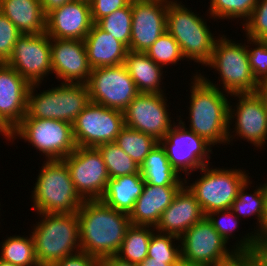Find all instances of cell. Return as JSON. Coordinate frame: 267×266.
<instances>
[{
  "label": "cell",
  "mask_w": 267,
  "mask_h": 266,
  "mask_svg": "<svg viewBox=\"0 0 267 266\" xmlns=\"http://www.w3.org/2000/svg\"><path fill=\"white\" fill-rule=\"evenodd\" d=\"M81 251L101 260L115 256L132 225L129 215L101 199L84 200L77 211Z\"/></svg>",
  "instance_id": "6da1fadb"
},
{
  "label": "cell",
  "mask_w": 267,
  "mask_h": 266,
  "mask_svg": "<svg viewBox=\"0 0 267 266\" xmlns=\"http://www.w3.org/2000/svg\"><path fill=\"white\" fill-rule=\"evenodd\" d=\"M192 76L190 89L189 130L205 139L212 146L227 145L229 128L228 93L220 89L198 71ZM219 86V87H218ZM227 97V98H226Z\"/></svg>",
  "instance_id": "7a4b0ae2"
},
{
  "label": "cell",
  "mask_w": 267,
  "mask_h": 266,
  "mask_svg": "<svg viewBox=\"0 0 267 266\" xmlns=\"http://www.w3.org/2000/svg\"><path fill=\"white\" fill-rule=\"evenodd\" d=\"M37 214L40 221L34 224L31 236L40 266H51L54 262L81 251L77 212Z\"/></svg>",
  "instance_id": "3957f363"
},
{
  "label": "cell",
  "mask_w": 267,
  "mask_h": 266,
  "mask_svg": "<svg viewBox=\"0 0 267 266\" xmlns=\"http://www.w3.org/2000/svg\"><path fill=\"white\" fill-rule=\"evenodd\" d=\"M46 162V163H45ZM33 184L32 206L36 213H74L83 204L63 159L45 160Z\"/></svg>",
  "instance_id": "277c9868"
},
{
  "label": "cell",
  "mask_w": 267,
  "mask_h": 266,
  "mask_svg": "<svg viewBox=\"0 0 267 266\" xmlns=\"http://www.w3.org/2000/svg\"><path fill=\"white\" fill-rule=\"evenodd\" d=\"M252 233H246L247 235L242 236L240 241L236 240L238 242L229 247L230 250L227 247L228 243L205 217L180 237L181 259L189 263L213 266L230 257L235 251L257 252L259 251V242Z\"/></svg>",
  "instance_id": "5b68a950"
},
{
  "label": "cell",
  "mask_w": 267,
  "mask_h": 266,
  "mask_svg": "<svg viewBox=\"0 0 267 266\" xmlns=\"http://www.w3.org/2000/svg\"><path fill=\"white\" fill-rule=\"evenodd\" d=\"M198 15L181 1H170L167 8V31L178 42L186 61L193 60L206 66L219 36L216 38L205 18Z\"/></svg>",
  "instance_id": "8992f818"
},
{
  "label": "cell",
  "mask_w": 267,
  "mask_h": 266,
  "mask_svg": "<svg viewBox=\"0 0 267 266\" xmlns=\"http://www.w3.org/2000/svg\"><path fill=\"white\" fill-rule=\"evenodd\" d=\"M60 84L39 93L36 89L40 84H31L24 118L55 119L73 124L91 102L89 89L86 84Z\"/></svg>",
  "instance_id": "52a82bcc"
},
{
  "label": "cell",
  "mask_w": 267,
  "mask_h": 266,
  "mask_svg": "<svg viewBox=\"0 0 267 266\" xmlns=\"http://www.w3.org/2000/svg\"><path fill=\"white\" fill-rule=\"evenodd\" d=\"M31 144L46 160H61L76 149L72 124L55 119L23 118L5 138Z\"/></svg>",
  "instance_id": "ba28073f"
},
{
  "label": "cell",
  "mask_w": 267,
  "mask_h": 266,
  "mask_svg": "<svg viewBox=\"0 0 267 266\" xmlns=\"http://www.w3.org/2000/svg\"><path fill=\"white\" fill-rule=\"evenodd\" d=\"M243 170L236 167L210 168V164L205 165L200 169V173H203L200 178L189 183L186 177L184 185H187L188 190L199 202L205 215L216 210L231 209L239 188L250 178Z\"/></svg>",
  "instance_id": "9c48e42d"
},
{
  "label": "cell",
  "mask_w": 267,
  "mask_h": 266,
  "mask_svg": "<svg viewBox=\"0 0 267 266\" xmlns=\"http://www.w3.org/2000/svg\"><path fill=\"white\" fill-rule=\"evenodd\" d=\"M219 74L222 91L228 94L254 93L258 82L253 76L246 43H236L232 39L221 37L215 42L212 57L206 65Z\"/></svg>",
  "instance_id": "30bf717a"
},
{
  "label": "cell",
  "mask_w": 267,
  "mask_h": 266,
  "mask_svg": "<svg viewBox=\"0 0 267 266\" xmlns=\"http://www.w3.org/2000/svg\"><path fill=\"white\" fill-rule=\"evenodd\" d=\"M173 127L168 131L160 144L166 151L167 158L180 176H189L193 171L209 165L212 145L193 131L186 128L185 121L178 116ZM177 124V125H176Z\"/></svg>",
  "instance_id": "8fae6325"
},
{
  "label": "cell",
  "mask_w": 267,
  "mask_h": 266,
  "mask_svg": "<svg viewBox=\"0 0 267 266\" xmlns=\"http://www.w3.org/2000/svg\"><path fill=\"white\" fill-rule=\"evenodd\" d=\"M86 85L92 103L121 112L139 94L125 64L93 68Z\"/></svg>",
  "instance_id": "7c38bea8"
},
{
  "label": "cell",
  "mask_w": 267,
  "mask_h": 266,
  "mask_svg": "<svg viewBox=\"0 0 267 266\" xmlns=\"http://www.w3.org/2000/svg\"><path fill=\"white\" fill-rule=\"evenodd\" d=\"M125 127L123 112L90 102L72 124L76 146L93 147L115 142Z\"/></svg>",
  "instance_id": "4fadbf2b"
},
{
  "label": "cell",
  "mask_w": 267,
  "mask_h": 266,
  "mask_svg": "<svg viewBox=\"0 0 267 266\" xmlns=\"http://www.w3.org/2000/svg\"><path fill=\"white\" fill-rule=\"evenodd\" d=\"M63 160L80 197L83 200L101 199L110 176L99 150L76 146Z\"/></svg>",
  "instance_id": "5bb4252c"
},
{
  "label": "cell",
  "mask_w": 267,
  "mask_h": 266,
  "mask_svg": "<svg viewBox=\"0 0 267 266\" xmlns=\"http://www.w3.org/2000/svg\"><path fill=\"white\" fill-rule=\"evenodd\" d=\"M164 93H139L123 111L125 126L161 141L173 127Z\"/></svg>",
  "instance_id": "9a60e30c"
},
{
  "label": "cell",
  "mask_w": 267,
  "mask_h": 266,
  "mask_svg": "<svg viewBox=\"0 0 267 266\" xmlns=\"http://www.w3.org/2000/svg\"><path fill=\"white\" fill-rule=\"evenodd\" d=\"M232 96L239 100L233 108L229 103L227 144L237 136L244 141L247 140L256 148H263L267 142V109L255 93H235L231 94ZM234 122L235 127L232 131Z\"/></svg>",
  "instance_id": "2e32d148"
},
{
  "label": "cell",
  "mask_w": 267,
  "mask_h": 266,
  "mask_svg": "<svg viewBox=\"0 0 267 266\" xmlns=\"http://www.w3.org/2000/svg\"><path fill=\"white\" fill-rule=\"evenodd\" d=\"M6 64L30 84H41L45 81L44 77L52 74L50 37L46 32L22 34Z\"/></svg>",
  "instance_id": "e0dca14e"
},
{
  "label": "cell",
  "mask_w": 267,
  "mask_h": 266,
  "mask_svg": "<svg viewBox=\"0 0 267 266\" xmlns=\"http://www.w3.org/2000/svg\"><path fill=\"white\" fill-rule=\"evenodd\" d=\"M167 0H131L129 50L146 52L167 31Z\"/></svg>",
  "instance_id": "ac0fdd59"
},
{
  "label": "cell",
  "mask_w": 267,
  "mask_h": 266,
  "mask_svg": "<svg viewBox=\"0 0 267 266\" xmlns=\"http://www.w3.org/2000/svg\"><path fill=\"white\" fill-rule=\"evenodd\" d=\"M31 84L6 63H0V134L6 138L26 115Z\"/></svg>",
  "instance_id": "d6986e66"
},
{
  "label": "cell",
  "mask_w": 267,
  "mask_h": 266,
  "mask_svg": "<svg viewBox=\"0 0 267 266\" xmlns=\"http://www.w3.org/2000/svg\"><path fill=\"white\" fill-rule=\"evenodd\" d=\"M51 65L61 83L87 84L92 70L83 40L51 39Z\"/></svg>",
  "instance_id": "ffe728a7"
},
{
  "label": "cell",
  "mask_w": 267,
  "mask_h": 266,
  "mask_svg": "<svg viewBox=\"0 0 267 266\" xmlns=\"http://www.w3.org/2000/svg\"><path fill=\"white\" fill-rule=\"evenodd\" d=\"M92 25L89 0H73L46 16L50 39L84 40Z\"/></svg>",
  "instance_id": "44dd1931"
},
{
  "label": "cell",
  "mask_w": 267,
  "mask_h": 266,
  "mask_svg": "<svg viewBox=\"0 0 267 266\" xmlns=\"http://www.w3.org/2000/svg\"><path fill=\"white\" fill-rule=\"evenodd\" d=\"M205 216L199 202L184 185L171 204L163 211L155 230L180 238Z\"/></svg>",
  "instance_id": "7402d4cb"
},
{
  "label": "cell",
  "mask_w": 267,
  "mask_h": 266,
  "mask_svg": "<svg viewBox=\"0 0 267 266\" xmlns=\"http://www.w3.org/2000/svg\"><path fill=\"white\" fill-rule=\"evenodd\" d=\"M183 186H156L144 184L129 214L132 225L153 226L158 224L163 211L171 204Z\"/></svg>",
  "instance_id": "603a6c76"
},
{
  "label": "cell",
  "mask_w": 267,
  "mask_h": 266,
  "mask_svg": "<svg viewBox=\"0 0 267 266\" xmlns=\"http://www.w3.org/2000/svg\"><path fill=\"white\" fill-rule=\"evenodd\" d=\"M83 41L92 69L124 64L128 48L96 23H93Z\"/></svg>",
  "instance_id": "cb8c5ba5"
},
{
  "label": "cell",
  "mask_w": 267,
  "mask_h": 266,
  "mask_svg": "<svg viewBox=\"0 0 267 266\" xmlns=\"http://www.w3.org/2000/svg\"><path fill=\"white\" fill-rule=\"evenodd\" d=\"M0 11L21 34L46 32V16L42 11L40 0H0Z\"/></svg>",
  "instance_id": "d4e9b609"
},
{
  "label": "cell",
  "mask_w": 267,
  "mask_h": 266,
  "mask_svg": "<svg viewBox=\"0 0 267 266\" xmlns=\"http://www.w3.org/2000/svg\"><path fill=\"white\" fill-rule=\"evenodd\" d=\"M139 93H164V71L145 52L128 50L124 62ZM162 83V84H161Z\"/></svg>",
  "instance_id": "484cf974"
},
{
  "label": "cell",
  "mask_w": 267,
  "mask_h": 266,
  "mask_svg": "<svg viewBox=\"0 0 267 266\" xmlns=\"http://www.w3.org/2000/svg\"><path fill=\"white\" fill-rule=\"evenodd\" d=\"M144 184L140 172L110 178L101 200L111 208L129 215L137 198L142 194Z\"/></svg>",
  "instance_id": "4316f807"
},
{
  "label": "cell",
  "mask_w": 267,
  "mask_h": 266,
  "mask_svg": "<svg viewBox=\"0 0 267 266\" xmlns=\"http://www.w3.org/2000/svg\"><path fill=\"white\" fill-rule=\"evenodd\" d=\"M145 183L156 186H184V178L173 168L160 142L150 151L140 166Z\"/></svg>",
  "instance_id": "83f0119b"
},
{
  "label": "cell",
  "mask_w": 267,
  "mask_h": 266,
  "mask_svg": "<svg viewBox=\"0 0 267 266\" xmlns=\"http://www.w3.org/2000/svg\"><path fill=\"white\" fill-rule=\"evenodd\" d=\"M154 231L153 226L131 225L116 256L121 260L139 264L148 255V246Z\"/></svg>",
  "instance_id": "f1b7e54d"
},
{
  "label": "cell",
  "mask_w": 267,
  "mask_h": 266,
  "mask_svg": "<svg viewBox=\"0 0 267 266\" xmlns=\"http://www.w3.org/2000/svg\"><path fill=\"white\" fill-rule=\"evenodd\" d=\"M2 246V247H1ZM0 259L17 266H40L36 260L31 234L12 235L0 243Z\"/></svg>",
  "instance_id": "f546056e"
},
{
  "label": "cell",
  "mask_w": 267,
  "mask_h": 266,
  "mask_svg": "<svg viewBox=\"0 0 267 266\" xmlns=\"http://www.w3.org/2000/svg\"><path fill=\"white\" fill-rule=\"evenodd\" d=\"M115 143L141 166L146 156L159 143L153 136L125 126L118 134Z\"/></svg>",
  "instance_id": "4dcf8cb0"
},
{
  "label": "cell",
  "mask_w": 267,
  "mask_h": 266,
  "mask_svg": "<svg viewBox=\"0 0 267 266\" xmlns=\"http://www.w3.org/2000/svg\"><path fill=\"white\" fill-rule=\"evenodd\" d=\"M252 184L250 179L246 180L243 185L239 188L237 198L233 201L231 210L239 218L248 216H257L258 227L254 228L253 234H255L259 228L262 221L264 213V194H263V184L257 187L253 193L249 194L247 188Z\"/></svg>",
  "instance_id": "1f68e13d"
},
{
  "label": "cell",
  "mask_w": 267,
  "mask_h": 266,
  "mask_svg": "<svg viewBox=\"0 0 267 266\" xmlns=\"http://www.w3.org/2000/svg\"><path fill=\"white\" fill-rule=\"evenodd\" d=\"M101 153L110 178L140 172L137 165L115 142L103 143L96 147Z\"/></svg>",
  "instance_id": "d6a6232c"
},
{
  "label": "cell",
  "mask_w": 267,
  "mask_h": 266,
  "mask_svg": "<svg viewBox=\"0 0 267 266\" xmlns=\"http://www.w3.org/2000/svg\"><path fill=\"white\" fill-rule=\"evenodd\" d=\"M102 30L110 33L112 37L122 42L129 50L132 28L131 2L121 9L100 19L96 23Z\"/></svg>",
  "instance_id": "836d02e7"
},
{
  "label": "cell",
  "mask_w": 267,
  "mask_h": 266,
  "mask_svg": "<svg viewBox=\"0 0 267 266\" xmlns=\"http://www.w3.org/2000/svg\"><path fill=\"white\" fill-rule=\"evenodd\" d=\"M175 241H178V246L175 244ZM179 243L180 238L155 230L149 242L147 257L166 261L171 266H176L182 260L181 244Z\"/></svg>",
  "instance_id": "e575fe53"
},
{
  "label": "cell",
  "mask_w": 267,
  "mask_h": 266,
  "mask_svg": "<svg viewBox=\"0 0 267 266\" xmlns=\"http://www.w3.org/2000/svg\"><path fill=\"white\" fill-rule=\"evenodd\" d=\"M258 0H210L208 12L209 18L240 19L243 24L251 15Z\"/></svg>",
  "instance_id": "d590c367"
},
{
  "label": "cell",
  "mask_w": 267,
  "mask_h": 266,
  "mask_svg": "<svg viewBox=\"0 0 267 266\" xmlns=\"http://www.w3.org/2000/svg\"><path fill=\"white\" fill-rule=\"evenodd\" d=\"M145 53L162 67L185 60L178 42L168 31L163 33Z\"/></svg>",
  "instance_id": "8d00e7d4"
},
{
  "label": "cell",
  "mask_w": 267,
  "mask_h": 266,
  "mask_svg": "<svg viewBox=\"0 0 267 266\" xmlns=\"http://www.w3.org/2000/svg\"><path fill=\"white\" fill-rule=\"evenodd\" d=\"M242 26L245 37L261 39L267 35V0H258L250 17Z\"/></svg>",
  "instance_id": "74e56055"
},
{
  "label": "cell",
  "mask_w": 267,
  "mask_h": 266,
  "mask_svg": "<svg viewBox=\"0 0 267 266\" xmlns=\"http://www.w3.org/2000/svg\"><path fill=\"white\" fill-rule=\"evenodd\" d=\"M205 217L227 243L230 242L231 237L235 238L232 233L238 229L240 218L231 209L212 211Z\"/></svg>",
  "instance_id": "f35d334b"
},
{
  "label": "cell",
  "mask_w": 267,
  "mask_h": 266,
  "mask_svg": "<svg viewBox=\"0 0 267 266\" xmlns=\"http://www.w3.org/2000/svg\"><path fill=\"white\" fill-rule=\"evenodd\" d=\"M248 47L253 46L254 48H248V57L250 68L254 78L257 82L267 79V48L261 39H251L246 37Z\"/></svg>",
  "instance_id": "ab89813d"
},
{
  "label": "cell",
  "mask_w": 267,
  "mask_h": 266,
  "mask_svg": "<svg viewBox=\"0 0 267 266\" xmlns=\"http://www.w3.org/2000/svg\"><path fill=\"white\" fill-rule=\"evenodd\" d=\"M22 34L17 27L0 11V63L11 57L15 42Z\"/></svg>",
  "instance_id": "60d3db41"
},
{
  "label": "cell",
  "mask_w": 267,
  "mask_h": 266,
  "mask_svg": "<svg viewBox=\"0 0 267 266\" xmlns=\"http://www.w3.org/2000/svg\"><path fill=\"white\" fill-rule=\"evenodd\" d=\"M131 0H89L93 23L111 14L113 11L126 7Z\"/></svg>",
  "instance_id": "b9f144b4"
},
{
  "label": "cell",
  "mask_w": 267,
  "mask_h": 266,
  "mask_svg": "<svg viewBox=\"0 0 267 266\" xmlns=\"http://www.w3.org/2000/svg\"><path fill=\"white\" fill-rule=\"evenodd\" d=\"M213 266H262L259 251H235L230 257Z\"/></svg>",
  "instance_id": "7bdbcfd3"
},
{
  "label": "cell",
  "mask_w": 267,
  "mask_h": 266,
  "mask_svg": "<svg viewBox=\"0 0 267 266\" xmlns=\"http://www.w3.org/2000/svg\"><path fill=\"white\" fill-rule=\"evenodd\" d=\"M51 266H100V260L80 251L54 262Z\"/></svg>",
  "instance_id": "ee69618b"
},
{
  "label": "cell",
  "mask_w": 267,
  "mask_h": 266,
  "mask_svg": "<svg viewBox=\"0 0 267 266\" xmlns=\"http://www.w3.org/2000/svg\"><path fill=\"white\" fill-rule=\"evenodd\" d=\"M263 184L264 194V213L259 230L255 233L256 239L259 244L267 237V181Z\"/></svg>",
  "instance_id": "f6af8a7d"
},
{
  "label": "cell",
  "mask_w": 267,
  "mask_h": 266,
  "mask_svg": "<svg viewBox=\"0 0 267 266\" xmlns=\"http://www.w3.org/2000/svg\"><path fill=\"white\" fill-rule=\"evenodd\" d=\"M73 0H40L42 11L45 16L55 9L62 7L64 4Z\"/></svg>",
  "instance_id": "bcb514c9"
},
{
  "label": "cell",
  "mask_w": 267,
  "mask_h": 266,
  "mask_svg": "<svg viewBox=\"0 0 267 266\" xmlns=\"http://www.w3.org/2000/svg\"><path fill=\"white\" fill-rule=\"evenodd\" d=\"M100 266H138V264L121 260L115 255L101 259Z\"/></svg>",
  "instance_id": "7dc6e473"
},
{
  "label": "cell",
  "mask_w": 267,
  "mask_h": 266,
  "mask_svg": "<svg viewBox=\"0 0 267 266\" xmlns=\"http://www.w3.org/2000/svg\"><path fill=\"white\" fill-rule=\"evenodd\" d=\"M254 93L259 97L267 109V79L258 82Z\"/></svg>",
  "instance_id": "c3c4849f"
},
{
  "label": "cell",
  "mask_w": 267,
  "mask_h": 266,
  "mask_svg": "<svg viewBox=\"0 0 267 266\" xmlns=\"http://www.w3.org/2000/svg\"><path fill=\"white\" fill-rule=\"evenodd\" d=\"M138 266H171L166 261L154 260V258L146 257Z\"/></svg>",
  "instance_id": "681fc988"
},
{
  "label": "cell",
  "mask_w": 267,
  "mask_h": 266,
  "mask_svg": "<svg viewBox=\"0 0 267 266\" xmlns=\"http://www.w3.org/2000/svg\"><path fill=\"white\" fill-rule=\"evenodd\" d=\"M262 266H267V237L259 244Z\"/></svg>",
  "instance_id": "f907efd6"
},
{
  "label": "cell",
  "mask_w": 267,
  "mask_h": 266,
  "mask_svg": "<svg viewBox=\"0 0 267 266\" xmlns=\"http://www.w3.org/2000/svg\"><path fill=\"white\" fill-rule=\"evenodd\" d=\"M176 266H206V265L198 264V263H189L184 260H181Z\"/></svg>",
  "instance_id": "816d5d0a"
},
{
  "label": "cell",
  "mask_w": 267,
  "mask_h": 266,
  "mask_svg": "<svg viewBox=\"0 0 267 266\" xmlns=\"http://www.w3.org/2000/svg\"><path fill=\"white\" fill-rule=\"evenodd\" d=\"M0 266H17V265H14V264L9 263V262H5V261L0 259Z\"/></svg>",
  "instance_id": "f5cc1de1"
},
{
  "label": "cell",
  "mask_w": 267,
  "mask_h": 266,
  "mask_svg": "<svg viewBox=\"0 0 267 266\" xmlns=\"http://www.w3.org/2000/svg\"><path fill=\"white\" fill-rule=\"evenodd\" d=\"M261 41L265 44L267 48V35H265L263 38H261Z\"/></svg>",
  "instance_id": "db71d44e"
}]
</instances>
